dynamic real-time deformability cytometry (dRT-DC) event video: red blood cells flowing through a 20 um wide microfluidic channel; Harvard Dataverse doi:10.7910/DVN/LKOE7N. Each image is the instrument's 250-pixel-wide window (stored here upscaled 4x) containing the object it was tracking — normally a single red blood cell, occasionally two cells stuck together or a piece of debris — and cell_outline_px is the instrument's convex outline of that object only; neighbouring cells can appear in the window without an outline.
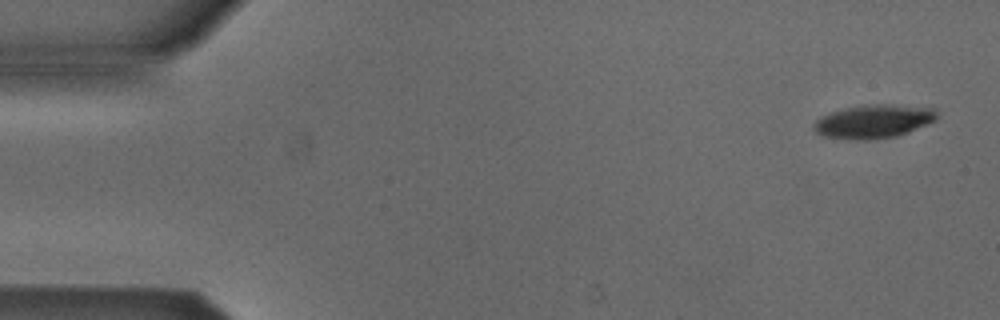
{"species": "Egyptian fruit bat (a non-hibernating species)", "species_latin": "Rousettus aegyptiacus", "temperature_condition": "cold", "stored_images_in_passage": 7, "camera_frame_rate_fps": 3000, "um_per_image_px": 0.085, "animal": {"sex": "male"}, "frame": {"image": 1, "passage_image": 1, "time_ms": 0.0, "image_size_px": [1000, 320], "cell_outline_px": [[940, 116], [936, 120], [908, 132], [896, 136], [868, 140], [856, 140], [824, 136], [816, 132], [812, 128], [812, 124], [820, 116], [832, 112], [848, 108], [876, 104], [884, 104], [936, 108], [940, 112]], "centroid_in_image_um": [74.29, 10.32], "position_along_channel_um": 10.7, "area_um2": 23.99}}
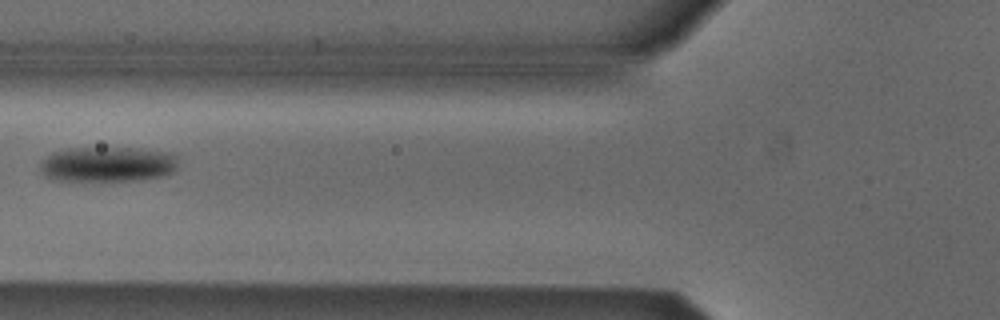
{"frame": {"image": 2, "passage_image": 6, "time_ms": 1.667, "image_size_px": [1000, 320], "cell_outline_px": [[176, 168], [172, 172], [164, 176], [140, 180], [52, 180], [44, 176], [40, 172], [40, 160], [52, 152], [68, 148], [136, 148], [172, 152], [176, 156]], "centroid_in_image_um": [9.12, 13.95], "position_along_channel_um": 116.7, "area_um2": 28.55}}
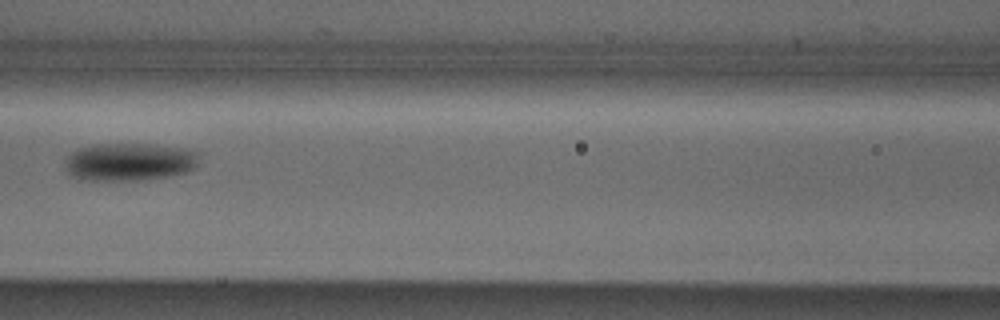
{"frame": {"image": 3, "passage_image": 7, "time_ms": 2.0, "image_size_px": [1000, 320], "cell_outline_px": [[200, 152], [196, 168], [188, 172], [168, 176], [140, 180], [76, 180], [68, 172], [64, 164], [64, 160], [72, 152], [80, 148], [96, 144], [152, 144], [184, 148]], "centroid_in_image_um": [11.01, 13.76], "position_along_channel_um": 155.6, "area_um2": 29.94}}